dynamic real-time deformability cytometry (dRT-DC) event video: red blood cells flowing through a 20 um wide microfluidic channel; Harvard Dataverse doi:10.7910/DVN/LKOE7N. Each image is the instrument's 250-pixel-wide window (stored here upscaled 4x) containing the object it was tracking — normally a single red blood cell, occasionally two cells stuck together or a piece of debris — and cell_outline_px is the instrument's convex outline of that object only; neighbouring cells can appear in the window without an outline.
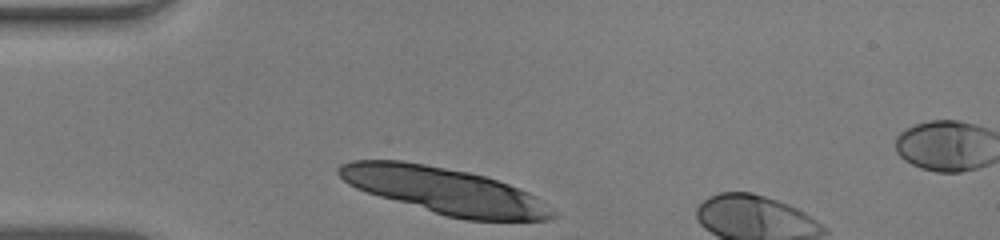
{"species": "human", "species_latin": "Homo sapiens", "temperature_condition": "warm", "stored_images_in_passage": 10, "camera_frame_rate_fps": 3000, "um_per_image_px": 0.085, "donor": {"sex": "male"}, "frame": {"image": 1, "passage_image": 1, "time_ms": 0.0, "image_size_px": [1000, 240], "cell_outline_px": [[556, 216], [552, 220], [464, 220], [448, 216], [380, 196], [356, 188], [348, 184], [336, 172], [336, 168], [340, 164], [352, 160], [404, 160], [468, 172], [484, 176], [508, 184], [528, 192], [536, 196], [556, 212]], "centroid_in_image_um": [37.79, 16.2], "position_along_channel_um": 47.2, "area_um2": 57.16}}